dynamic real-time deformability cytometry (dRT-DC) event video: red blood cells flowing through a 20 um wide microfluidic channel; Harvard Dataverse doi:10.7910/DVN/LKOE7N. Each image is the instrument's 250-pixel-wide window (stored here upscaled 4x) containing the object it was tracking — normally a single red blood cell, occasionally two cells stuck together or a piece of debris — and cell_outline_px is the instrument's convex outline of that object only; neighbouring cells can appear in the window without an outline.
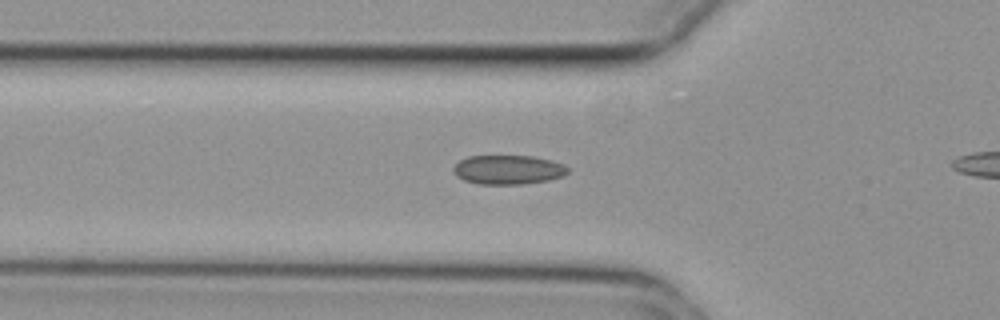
{"species": "common noctule bat (a hibernating species)", "species_latin": "Nyctalus noctula", "temperature_condition": "cold", "stored_images_in_passage": 14, "camera_frame_rate_fps": 3000, "um_per_image_px": 0.085, "animal": {"sex": "female", "body_mass_g": 29.2, "forearm_length_mm": 56.3}, "frame": {"image": 1, "passage_image": 12, "time_ms": 3.667, "image_size_px": [1000, 320], "cell_outline_px": [[568, 172], [564, 176], [548, 180], [524, 184], [480, 184], [464, 180], [456, 176], [452, 172], [452, 168], [460, 160], [468, 156], [532, 156], [552, 160], [564, 164], [568, 168]], "centroid_in_image_um": [43.19, 14.42], "position_along_channel_um": 82.6, "area_um2": 19.59}}